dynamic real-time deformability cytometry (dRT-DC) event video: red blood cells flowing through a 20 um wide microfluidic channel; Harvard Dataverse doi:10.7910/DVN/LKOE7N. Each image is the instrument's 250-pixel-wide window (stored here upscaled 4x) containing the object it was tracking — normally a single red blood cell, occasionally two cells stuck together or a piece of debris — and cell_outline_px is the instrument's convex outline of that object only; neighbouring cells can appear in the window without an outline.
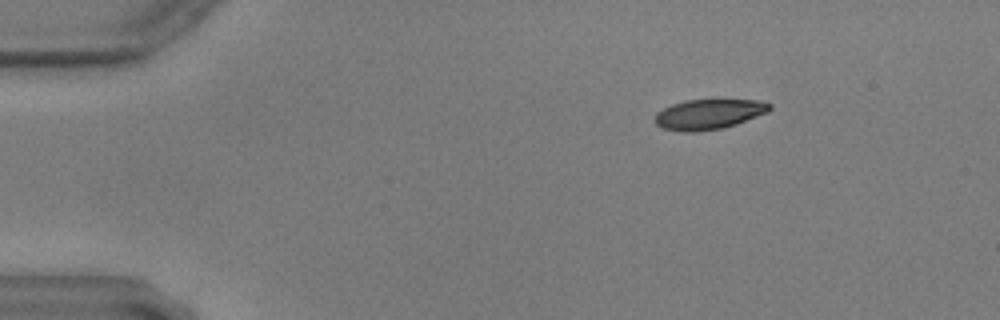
{"species": "common noctule bat (a hibernating species)", "species_latin": "Nyctalus noctula", "temperature_condition": "warm", "stored_images_in_passage": 58, "camera_frame_rate_fps": 3000, "um_per_image_px": 0.085, "animal": {"sex": "male", "body_mass_g": 17.9, "forearm_length_mm": 54.2}, "frame": {"image": 1, "passage_image": 8, "time_ms": 2.333, "image_size_px": [1000, 320], "cell_outline_px": [[772, 108], [768, 112], [736, 124], [724, 128], [696, 132], [684, 132], [660, 128], [656, 124], [656, 112], [672, 104], [684, 100], [760, 100], [772, 104]], "centroid_in_image_um": [60.25, 9.71], "position_along_channel_um": 24.7, "area_um2": 20.23}}
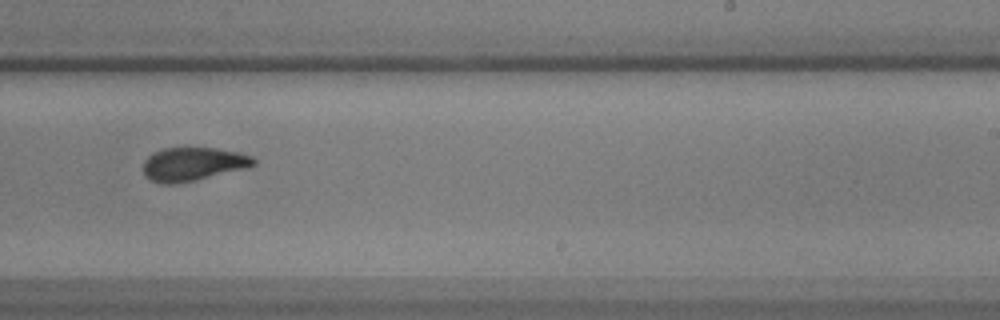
{"frame": {"image": 2, "passage_image": 36, "time_ms": 11.667, "image_size_px": [1000, 320], "cell_outline_px": [[256, 164], [248, 168], [196, 180], [176, 184], [164, 184], [148, 180], [144, 176], [144, 160], [152, 152], [164, 148], [216, 148], [240, 152], [252, 156], [256, 160]], "centroid_in_image_um": [16.41, 13.95], "position_along_channel_um": 272.6, "area_um2": 21.85}}
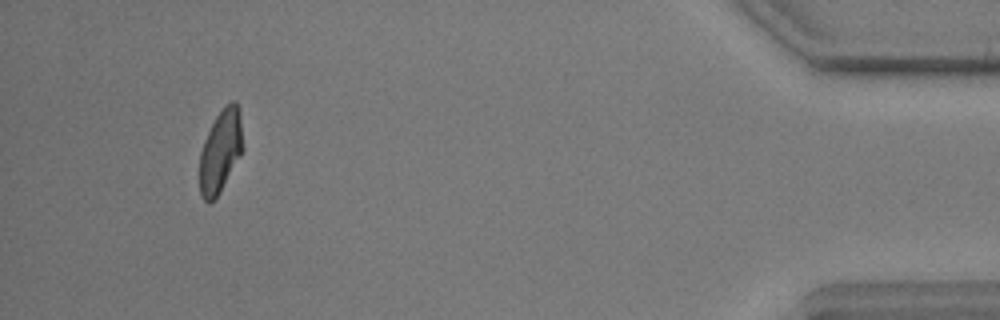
{"frame": {"image": 3, "passage_image": 54, "time_ms": 17.667, "image_size_px": [1000, 320], "cell_outline_px": [[244, 148], [220, 192], [208, 204], [200, 196], [200, 152], [204, 140], [216, 116], [232, 100], [236, 100], [240, 116]], "centroid_in_image_um": [18.74, 12.86], "position_along_channel_um": 416.5, "area_um2": 20.58}}